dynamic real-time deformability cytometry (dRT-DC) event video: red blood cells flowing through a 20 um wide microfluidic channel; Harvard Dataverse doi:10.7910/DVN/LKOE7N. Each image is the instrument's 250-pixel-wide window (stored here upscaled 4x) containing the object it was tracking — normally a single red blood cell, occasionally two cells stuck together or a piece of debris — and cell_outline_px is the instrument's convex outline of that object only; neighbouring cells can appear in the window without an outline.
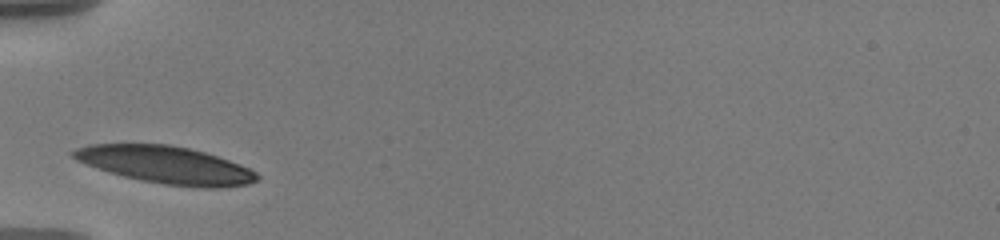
{"species": "human", "species_latin": "Homo sapiens", "temperature_condition": "warm", "stored_images_in_passage": 10, "camera_frame_rate_fps": 3000, "um_per_image_px": 0.085, "donor": {"sex": "male"}, "frame": {"image": 1, "passage_image": 1, "time_ms": 0.0, "image_size_px": [1000, 240], "cell_outline_px": [[260, 180], [248, 184], [224, 188], [204, 188], [164, 184], [140, 180], [108, 172], [96, 168], [76, 160], [68, 152], [76, 148], [88, 144], [168, 144], [188, 148], [204, 152], [240, 164], [256, 172], [260, 176]], "centroid_in_image_um": [14.09, 14.02], "position_along_channel_um": 70.9, "area_um2": 40.11}}
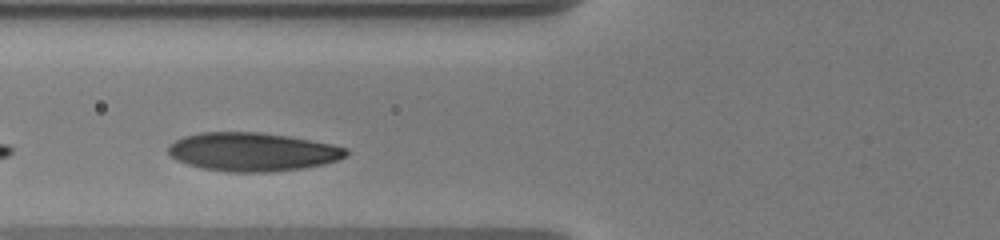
{"frame": {"image": 2, "passage_image": 4, "time_ms": 1.0, "image_size_px": [1000, 240], "cell_outline_px": [[348, 156], [324, 164], [304, 168], [268, 172], [228, 172], [200, 168], [176, 160], [168, 152], [168, 144], [184, 136], [200, 132], [260, 132], [288, 136], [332, 144], [348, 148]], "centroid_in_image_um": [21.46, 12.91], "position_along_channel_um": 104.3, "area_um2": 40.11}}
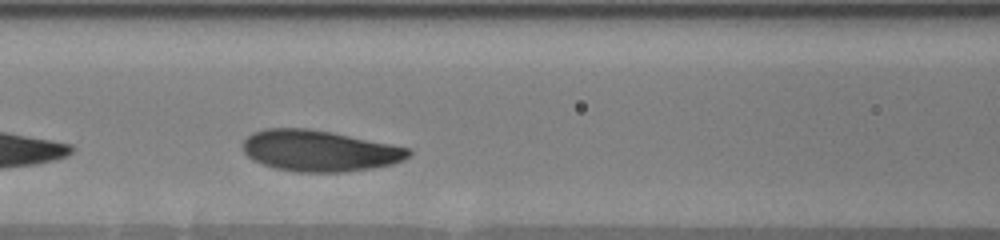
{"frame": {"image": 3, "passage_image": 7, "time_ms": 2.0, "image_size_px": [1000, 240], "cell_outline_px": [[412, 152], [404, 160], [392, 164], [372, 168], [340, 172], [296, 172], [276, 168], [252, 160], [244, 152], [244, 140], [252, 132], [264, 128], [308, 128], [332, 132], [392, 144], [408, 148]], "centroid_in_image_um": [27.14, 12.81], "position_along_channel_um": 139.5, "area_um2": 39.65}}